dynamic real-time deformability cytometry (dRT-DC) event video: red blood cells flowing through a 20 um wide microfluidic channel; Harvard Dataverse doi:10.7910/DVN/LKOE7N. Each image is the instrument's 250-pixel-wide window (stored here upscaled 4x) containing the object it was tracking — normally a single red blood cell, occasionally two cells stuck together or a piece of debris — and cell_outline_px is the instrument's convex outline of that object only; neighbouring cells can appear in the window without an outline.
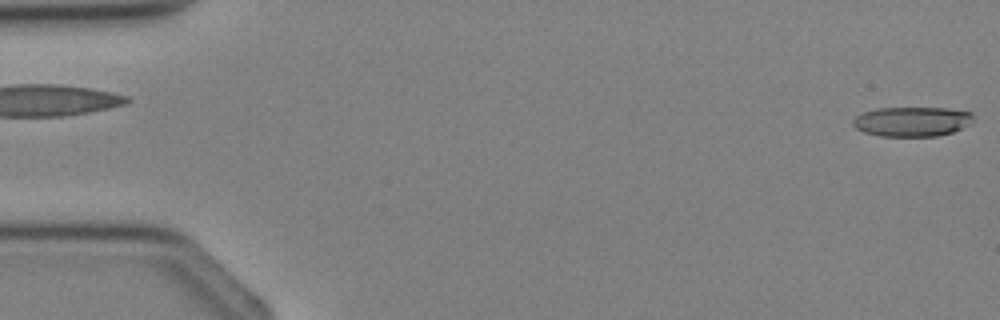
{"species": "Egyptian fruit bat (a non-hibernating species)", "species_latin": "Rousettus aegyptiacus", "temperature_condition": "cold", "stored_images_in_passage": 5, "camera_frame_rate_fps": 3000, "um_per_image_px": 0.085, "animal": {"sex": "female"}, "frame": {"image": 1, "passage_image": 1, "time_ms": 0.0, "image_size_px": [1000, 320], "cell_outline_px": [[972, 124], [952, 132], [936, 136], [880, 136], [864, 132], [856, 128], [852, 124], [852, 120], [860, 112], [876, 108], [948, 108], [972, 112]], "centroid_in_image_um": [77.5, 10.32], "position_along_channel_um": 7.5, "area_um2": 20.98}}